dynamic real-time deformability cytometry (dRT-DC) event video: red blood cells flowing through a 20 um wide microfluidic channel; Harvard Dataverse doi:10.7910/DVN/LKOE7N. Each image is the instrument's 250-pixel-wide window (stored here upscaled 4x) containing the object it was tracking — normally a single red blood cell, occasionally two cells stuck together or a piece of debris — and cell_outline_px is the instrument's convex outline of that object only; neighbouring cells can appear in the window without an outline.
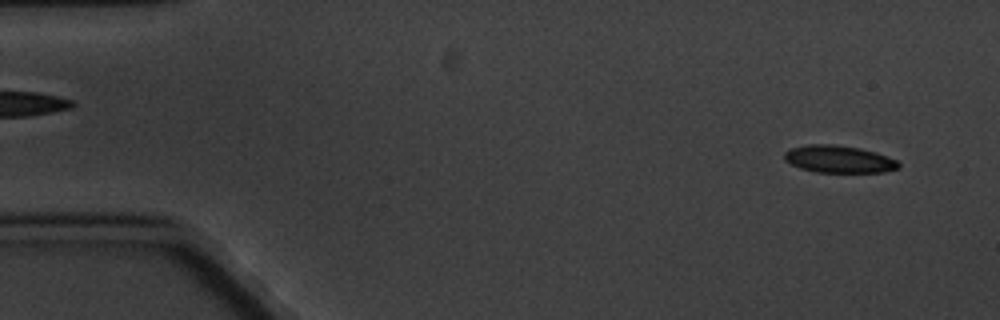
{"species": "common noctule bat (a hibernating species)", "species_latin": "Nyctalus noctula", "temperature_condition": "cold", "stored_images_in_passage": 5, "segment_of_instrument_passage": [2, 2], "camera_frame_rate_fps": 3000, "um_per_image_px": 0.085, "animal": {"sex": "male", "body_mass_g": 20.1, "forearm_length_mm": 53.5}, "frame": {"image": 1, "passage_image": 5, "time_ms": 4.667, "image_size_px": [1000, 320], "cell_outline_px": [[900, 168], [884, 172], [816, 172], [800, 168], [784, 160], [784, 152], [792, 148], [808, 144], [832, 144], [860, 148], [876, 152], [896, 160], [900, 164]], "centroid_in_image_um": [71.31, 13.53], "position_along_channel_um": 13.7, "area_um2": 18.15}}